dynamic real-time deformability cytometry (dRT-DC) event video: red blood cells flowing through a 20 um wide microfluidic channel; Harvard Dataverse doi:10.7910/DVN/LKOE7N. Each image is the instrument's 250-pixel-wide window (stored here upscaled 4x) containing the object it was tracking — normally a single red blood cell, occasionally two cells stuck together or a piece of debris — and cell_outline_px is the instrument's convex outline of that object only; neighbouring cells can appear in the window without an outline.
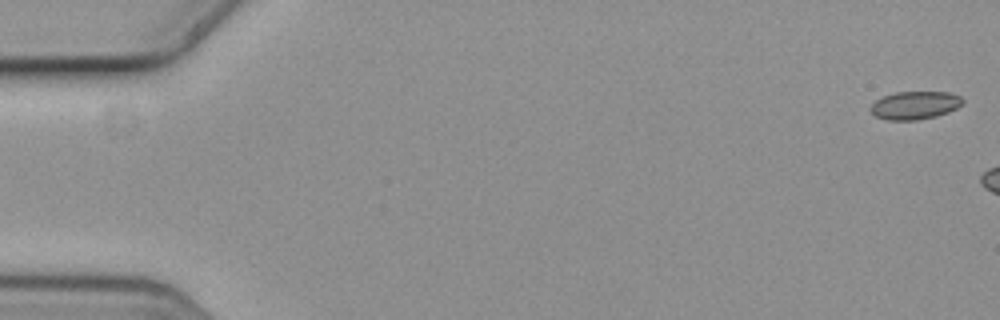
{"species": "common noctule bat (a hibernating species)", "species_latin": "Nyctalus noctula", "temperature_condition": "cold", "stored_images_in_passage": 3, "camera_frame_rate_fps": 3000, "um_per_image_px": 0.085, "animal": {"sex": "female", "body_mass_g": 19.3, "forearm_length_mm": 54.1}, "frame": {"image": 1, "passage_image": 1, "time_ms": 0.0, "image_size_px": [1000, 320], "cell_outline_px": [[964, 104], [948, 112], [936, 116], [916, 120], [888, 120], [876, 116], [868, 108], [876, 100], [884, 96], [896, 92], [948, 92], [960, 96], [964, 100]], "centroid_in_image_um": [77.78, 8.95], "position_along_channel_um": 7.2, "area_um2": 15.03}}